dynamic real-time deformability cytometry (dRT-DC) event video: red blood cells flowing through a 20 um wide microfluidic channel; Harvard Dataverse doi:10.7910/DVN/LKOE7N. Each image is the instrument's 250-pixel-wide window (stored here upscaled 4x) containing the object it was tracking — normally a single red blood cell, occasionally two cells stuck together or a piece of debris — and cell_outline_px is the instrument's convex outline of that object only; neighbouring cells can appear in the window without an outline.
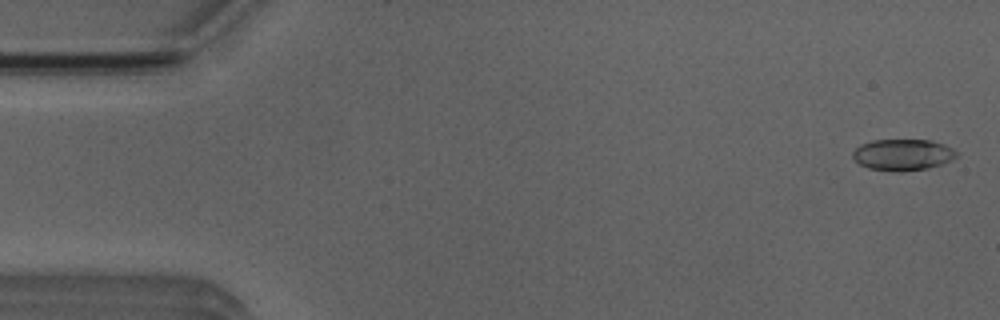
{"species": "Egyptian fruit bat (a non-hibernating species)", "species_latin": "Rousettus aegyptiacus", "temperature_condition": "room temperature", "stored_images_in_passage": 52, "camera_frame_rate_fps": 3000, "um_per_image_px": 0.085, "animal": {"sex": "male"}, "frame": {"image": 1, "passage_image": 2, "time_ms": 0.333, "image_size_px": [1000, 320], "cell_outline_px": [[960, 152], [952, 160], [928, 168], [900, 172], [896, 172], [868, 168], [860, 164], [852, 156], [852, 152], [860, 144], [872, 140], [932, 140], [944, 144]], "centroid_in_image_um": [76.75, 13.15], "position_along_channel_um": 8.3, "area_um2": 19.07}}
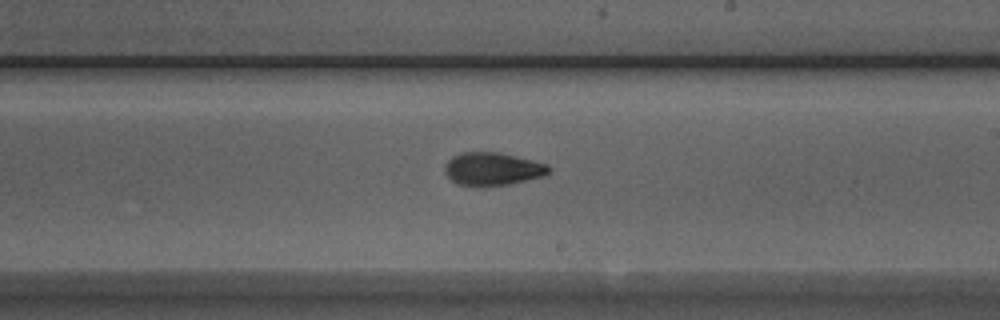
{"frame": {"image": 2, "passage_image": 30, "time_ms": 9.667, "image_size_px": [1000, 320], "cell_outline_px": [[552, 172], [548, 176], [508, 184], [460, 184], [452, 180], [444, 172], [444, 164], [452, 156], [460, 152], [500, 152], [548, 164], [552, 168]], "centroid_in_image_um": [41.93, 14.32], "position_along_channel_um": 247.1, "area_um2": 19.88}}
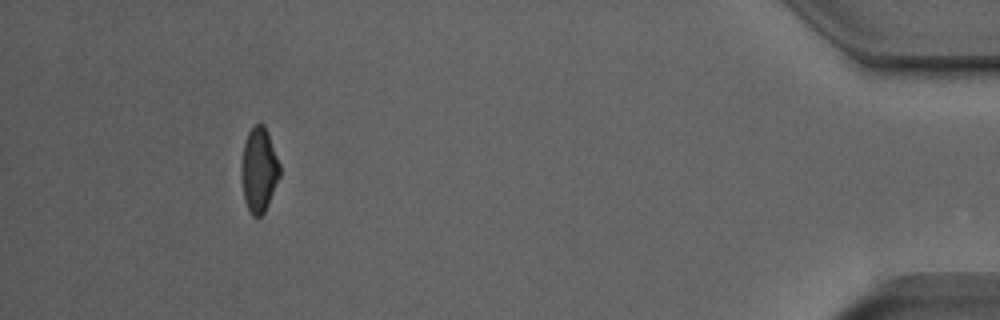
{"frame": {"image": 3, "passage_image": 48, "time_ms": 15.667, "image_size_px": [1000, 320], "cell_outline_px": [[280, 176], [268, 204], [264, 212], [260, 216], [252, 216], [244, 200], [240, 176], [240, 168], [244, 144], [248, 132], [256, 124], [264, 124], [268, 132], [280, 164]], "centroid_in_image_um": [22.0, 14.44], "position_along_channel_um": 413.2, "area_um2": 19.02}, "authors_computed_cell_mechanics": {"area_um2": 19.4786, "velocity_mm_per_s": 3.9433, "shape_relaxation_time_tau1_ms": 7.2207, "shape_relaxation_time_tau2_ms": 2.7669, "deformation_change_tau1": 0.2007, "deformation_change_tau2": 0.0929}}